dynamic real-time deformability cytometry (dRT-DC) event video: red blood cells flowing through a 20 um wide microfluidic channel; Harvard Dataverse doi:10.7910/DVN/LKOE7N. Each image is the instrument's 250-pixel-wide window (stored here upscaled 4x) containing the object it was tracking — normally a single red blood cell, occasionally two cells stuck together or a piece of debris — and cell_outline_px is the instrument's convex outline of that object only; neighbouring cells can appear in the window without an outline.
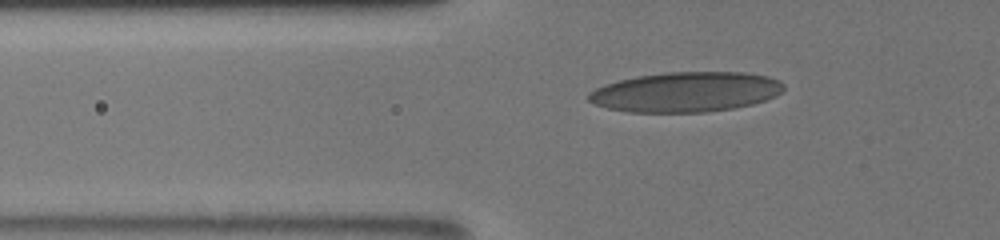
{"species": "human", "species_latin": "Homo sapiens", "temperature_condition": "room temperature", "stored_images_in_passage": 12, "camera_frame_rate_fps": 3000, "um_per_image_px": 0.085, "donor": {"sex": "male"}, "frame": {"image": 1, "passage_image": 9, "time_ms": 3.333, "image_size_px": [1000, 240], "cell_outline_px": [[784, 88], [776, 96], [752, 104], [732, 108], [704, 112], [628, 112], [608, 108], [596, 104], [588, 100], [588, 92], [596, 88], [620, 80], [640, 76], [668, 72], [744, 72], [768, 76], [780, 80], [784, 84]], "centroid_in_image_um": [58.33, 7.81], "position_along_channel_um": 67.5, "area_um2": 45.2}}